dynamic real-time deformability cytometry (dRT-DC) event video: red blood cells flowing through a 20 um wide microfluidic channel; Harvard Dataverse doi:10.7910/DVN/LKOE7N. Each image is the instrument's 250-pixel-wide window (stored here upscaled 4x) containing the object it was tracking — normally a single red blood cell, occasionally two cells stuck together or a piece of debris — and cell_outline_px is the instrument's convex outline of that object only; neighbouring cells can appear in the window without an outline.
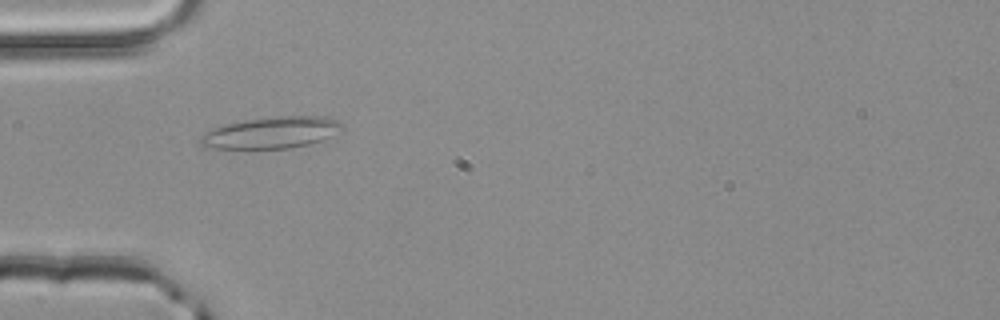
{"species": "common noctule bat (a hibernating species)", "species_latin": "Nyctalus noctula", "temperature_condition": "room temperature", "stored_images_in_passage": 1, "camera_frame_rate_fps": 3000, "um_per_image_px": 0.085, "animal": {"sex": "male", "body_mass_g": 20.4}, "frame": {"image": 1, "passage_image": 1, "time_ms": 0.0, "image_size_px": [1000, 320], "cell_outline_px": [[344, 132], [308, 144], [288, 148], [204, 148], [200, 144], [200, 136], [204, 132], [212, 128], [224, 124], [248, 120], [280, 116], [324, 116], [336, 120], [344, 124]], "centroid_in_image_um": [23.09, 11.27], "position_along_channel_um": 61.9, "area_um2": 26.13}}